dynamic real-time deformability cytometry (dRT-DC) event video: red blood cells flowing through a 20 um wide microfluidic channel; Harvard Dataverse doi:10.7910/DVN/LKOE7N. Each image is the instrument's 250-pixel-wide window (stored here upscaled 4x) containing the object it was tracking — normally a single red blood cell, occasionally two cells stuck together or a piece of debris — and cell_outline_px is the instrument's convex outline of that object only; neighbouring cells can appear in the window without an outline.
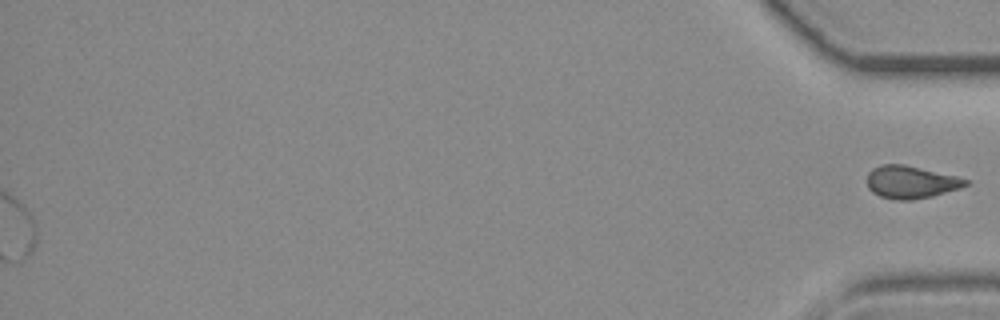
{"species": "common noctule bat (a hibernating species)", "species_latin": "Nyctalus noctula", "temperature_condition": "room temperature", "stored_images_in_passage": 46, "segment_of_instrument_passage": [2, 2], "camera_frame_rate_fps": 3000, "um_per_image_px": 0.085, "animal": {"sex": "female", "body_mass_g": 19.3, "forearm_length_mm": 54.1}, "frame": {"image": 1, "passage_image": 46, "time_ms": 15.0, "image_size_px": [1000, 320], "cell_outline_px": [[972, 180], [968, 184], [960, 188], [932, 196], [908, 200], [896, 200], [880, 196], [872, 192], [868, 188], [868, 172], [872, 168], [880, 164], [904, 164], [956, 176]], "centroid_in_image_um": [77.42, 15.47], "position_along_channel_um": 357.8, "area_um2": 18.73}}